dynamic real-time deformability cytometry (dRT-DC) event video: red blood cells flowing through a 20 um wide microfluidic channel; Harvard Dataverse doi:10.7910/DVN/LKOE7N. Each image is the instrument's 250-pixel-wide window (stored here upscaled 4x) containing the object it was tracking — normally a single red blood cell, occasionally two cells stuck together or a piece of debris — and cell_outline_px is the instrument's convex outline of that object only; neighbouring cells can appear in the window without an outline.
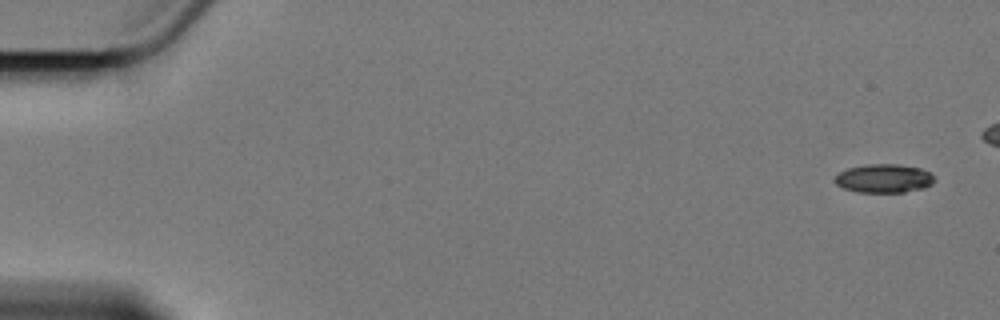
{"species": "Egyptian fruit bat (a non-hibernating species)", "species_latin": "Rousettus aegyptiacus", "temperature_condition": "cold", "stored_images_in_passage": 11, "segment_of_instrument_passage": [1, 2], "camera_frame_rate_fps": 3000, "um_per_image_px": 0.085, "animal": {"sex": "female"}, "frame": {"image": 1, "passage_image": 1, "time_ms": 0.0, "image_size_px": [1000, 320], "cell_outline_px": [[936, 180], [932, 184], [924, 188], [904, 192], [856, 192], [844, 188], [836, 184], [836, 176], [840, 172], [848, 168], [868, 164], [896, 164], [920, 168], [932, 172]], "centroid_in_image_um": [75.19, 15.16], "position_along_channel_um": 9.8, "area_um2": 16.65}}
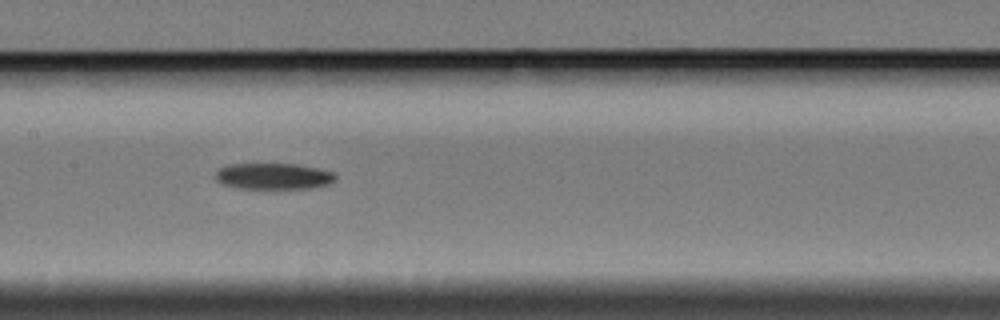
{"frame": {"image": 2, "passage_image": 8, "time_ms": 9.333, "image_size_px": [1000, 320], "cell_outline_px": [[336, 176], [328, 184], [308, 188], [240, 188], [220, 184], [216, 180], [216, 172], [220, 168], [228, 164], [296, 164], [316, 168], [332, 172]], "centroid_in_image_um": [23.18, 14.97], "position_along_channel_um": 184.2, "area_um2": 18.03}}
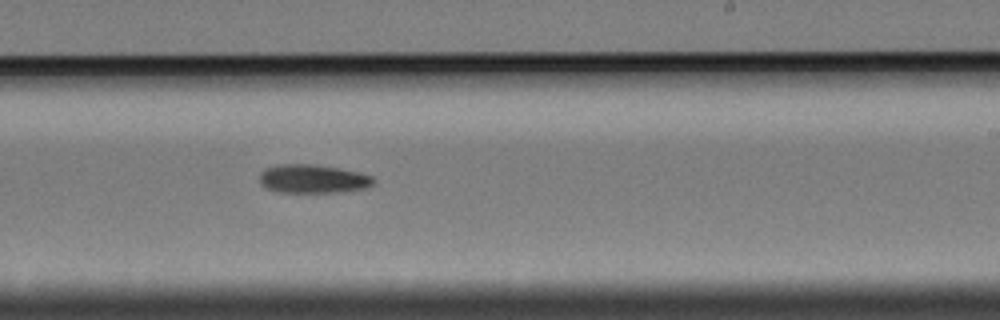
{"frame": {"image": 3, "passage_image": 10, "time_ms": 11.667, "image_size_px": [1000, 320], "cell_outline_px": [[376, 180], [368, 188], [336, 192], [280, 192], [268, 188], [260, 184], [260, 172], [264, 168], [280, 164], [312, 164], [340, 168], [360, 172], [372, 176]], "centroid_in_image_um": [26.61, 15.19], "position_along_channel_um": 262.4, "area_um2": 19.07}}